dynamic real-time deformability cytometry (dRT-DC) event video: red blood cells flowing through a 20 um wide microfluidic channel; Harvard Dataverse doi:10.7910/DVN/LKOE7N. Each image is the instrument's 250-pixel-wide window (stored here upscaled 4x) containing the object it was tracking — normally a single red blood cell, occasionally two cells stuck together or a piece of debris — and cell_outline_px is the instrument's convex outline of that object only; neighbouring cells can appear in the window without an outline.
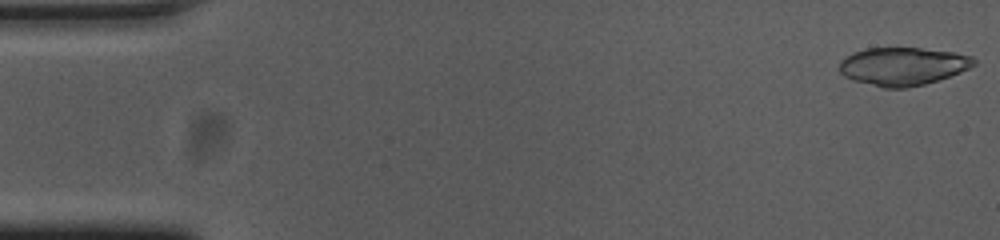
{"species": "common noctule bat (a hibernating species)", "species_latin": "Nyctalus noctula", "temperature_condition": "cold", "stored_images_in_passage": 54, "camera_frame_rate_fps": 3000, "um_per_image_px": 0.085, "animal": {"sex": "female", "body_mass_g": 23.0, "forearm_length_mm": 53.4}, "frame": {"image": 1, "passage_image": 1, "time_ms": 0.0, "image_size_px": [1000, 240], "cell_outline_px": [[976, 64], [960, 72], [924, 84], [908, 88], [884, 88], [852, 80], [844, 76], [840, 72], [840, 60], [852, 52], [864, 48], [920, 48], [952, 52], [972, 56], [976, 60]], "centroid_in_image_um": [76.71, 5.63], "position_along_channel_um": 8.3, "area_um2": 29.77}}